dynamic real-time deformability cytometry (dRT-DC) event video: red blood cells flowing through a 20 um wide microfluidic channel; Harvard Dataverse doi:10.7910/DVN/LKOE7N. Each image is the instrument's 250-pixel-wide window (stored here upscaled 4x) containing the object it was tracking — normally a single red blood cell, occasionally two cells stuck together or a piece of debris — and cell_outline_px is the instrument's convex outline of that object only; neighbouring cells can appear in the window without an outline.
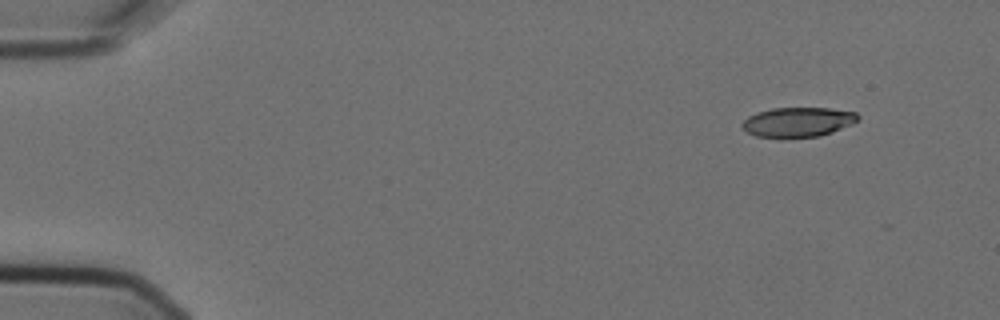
{"species": "Egyptian fruit bat (a non-hibernating species)", "species_latin": "Rousettus aegyptiacus", "temperature_condition": "cold", "stored_images_in_passage": 9, "camera_frame_rate_fps": 3000, "um_per_image_px": 0.085, "animal": {"sex": "female"}, "frame": {"image": 1, "passage_image": 2, "time_ms": 0.333, "image_size_px": [1000, 320], "cell_outline_px": [[860, 116], [852, 124], [832, 132], [820, 136], [780, 140], [756, 136], [748, 132], [740, 124], [748, 116], [756, 112], [772, 108], [828, 108], [856, 112]], "centroid_in_image_um": [67.78, 10.41], "position_along_channel_um": 17.2, "area_um2": 20.52}}
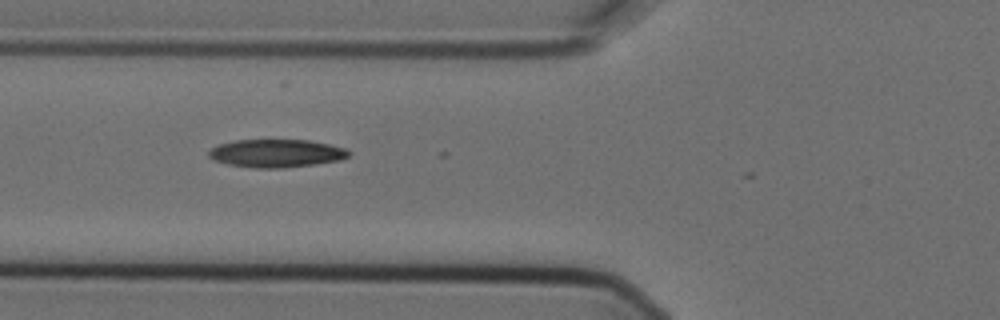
{"frame": {"image": 2, "passage_image": 6, "time_ms": 1.667, "image_size_px": [1000, 320], "cell_outline_px": [[352, 152], [348, 156], [340, 160], [316, 164], [280, 168], [252, 168], [228, 164], [212, 160], [208, 156], [208, 152], [212, 148], [220, 144], [236, 140], [308, 140], [328, 144], [344, 148]], "centroid_in_image_um": [23.48, 13.04], "position_along_channel_um": 102.3, "area_um2": 22.83}}
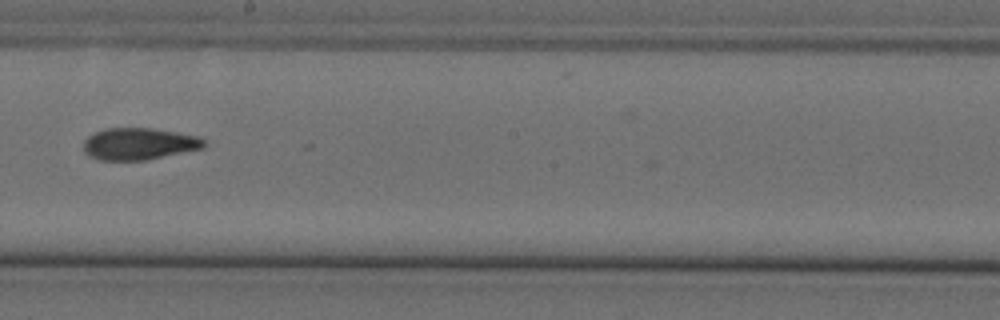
{"frame": {"image": 3, "passage_image": 9, "time_ms": 2.667, "image_size_px": [1000, 320], "cell_outline_px": [[208, 144], [204, 148], [144, 160], [100, 160], [88, 156], [84, 152], [84, 140], [88, 136], [104, 128], [152, 128], [200, 136], [208, 140]], "centroid_in_image_um": [11.85, 12.22], "position_along_channel_um": 236.3, "area_um2": 22.6}}